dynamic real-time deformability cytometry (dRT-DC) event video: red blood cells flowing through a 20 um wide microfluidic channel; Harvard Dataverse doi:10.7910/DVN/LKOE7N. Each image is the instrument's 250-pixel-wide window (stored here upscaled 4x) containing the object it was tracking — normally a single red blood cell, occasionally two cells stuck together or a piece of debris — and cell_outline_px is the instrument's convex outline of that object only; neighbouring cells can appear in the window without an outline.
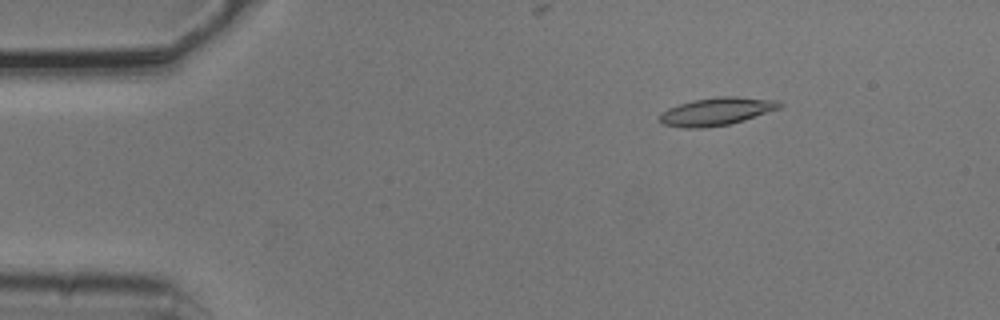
{"species": "common noctule bat (a hibernating species)", "species_latin": "Nyctalus noctula", "temperature_condition": "cold", "stored_images_in_passage": 5, "camera_frame_rate_fps": 3000, "um_per_image_px": 0.085, "animal": {"sex": "male", "body_mass_g": 20.5, "forearm_length_mm": 52.5}, "frame": {"image": 1, "passage_image": 3, "time_ms": 0.667, "image_size_px": [1000, 320], "cell_outline_px": [[784, 104], [780, 108], [744, 120], [728, 124], [704, 128], [684, 128], [664, 124], [656, 116], [668, 108], [692, 100], [716, 96], [736, 96], [780, 100]], "centroid_in_image_um": [60.92, 9.46], "position_along_channel_um": 24.1, "area_um2": 19.59}}